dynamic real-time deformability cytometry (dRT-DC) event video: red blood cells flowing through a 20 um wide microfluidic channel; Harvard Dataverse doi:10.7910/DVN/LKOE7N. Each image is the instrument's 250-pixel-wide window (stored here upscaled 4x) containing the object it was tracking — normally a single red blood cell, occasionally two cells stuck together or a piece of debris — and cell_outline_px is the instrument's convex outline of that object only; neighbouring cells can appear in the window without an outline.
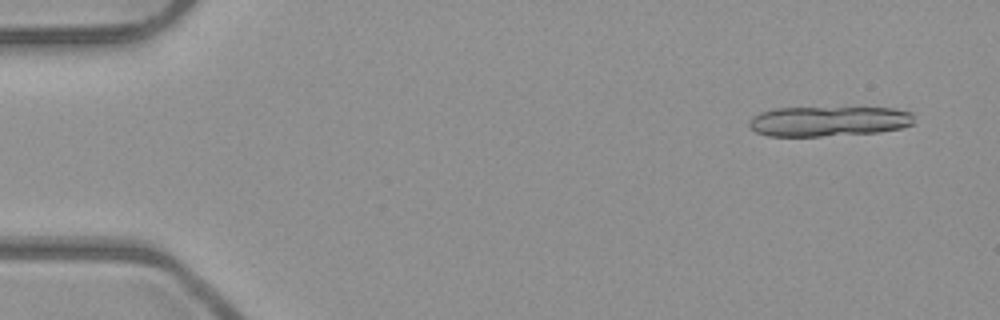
{"species": "common noctule bat (a hibernating species)", "species_latin": "Nyctalus noctula", "temperature_condition": "room temperature", "stored_images_in_passage": 12, "camera_frame_rate_fps": 3000, "um_per_image_px": 0.085, "animal": {"sex": "male", "body_mass_g": 23.1, "forearm_length_mm": 52.7}, "frame": {"image": 1, "passage_image": 3, "time_ms": 0.667, "image_size_px": [1000, 320], "cell_outline_px": [[912, 124], [900, 128], [880, 132], [820, 136], [768, 136], [756, 132], [748, 124], [748, 120], [752, 116], [760, 112], [772, 108], [892, 108], [912, 112]], "centroid_in_image_um": [70.38, 10.3], "position_along_channel_um": 14.6, "area_um2": 28.84}}